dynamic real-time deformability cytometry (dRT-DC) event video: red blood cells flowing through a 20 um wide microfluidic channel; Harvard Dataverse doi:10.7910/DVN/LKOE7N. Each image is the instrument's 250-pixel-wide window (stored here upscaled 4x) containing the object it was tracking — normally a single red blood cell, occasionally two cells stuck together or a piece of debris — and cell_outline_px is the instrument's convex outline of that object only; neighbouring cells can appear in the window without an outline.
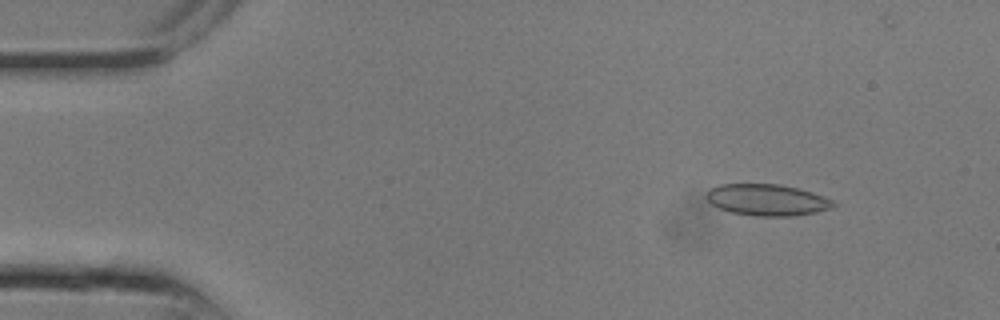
{"species": "common noctule bat (a hibernating species)", "species_latin": "Nyctalus noctula", "temperature_condition": "room temperature", "stored_images_in_passage": 10, "camera_frame_rate_fps": 3000, "um_per_image_px": 0.085, "animal": {"sex": "male", "body_mass_g": 13.3}, "frame": {"image": 1, "passage_image": 3, "time_ms": 0.667, "image_size_px": [1000, 320], "cell_outline_px": [[836, 204], [832, 208], [816, 212], [792, 216], [756, 216], [732, 212], [720, 208], [712, 204], [704, 196], [708, 188], [720, 184], [780, 184], [800, 188], [812, 192], [832, 200]], "centroid_in_image_um": [65.18, 16.98], "position_along_channel_um": 19.8, "area_um2": 23.35}}
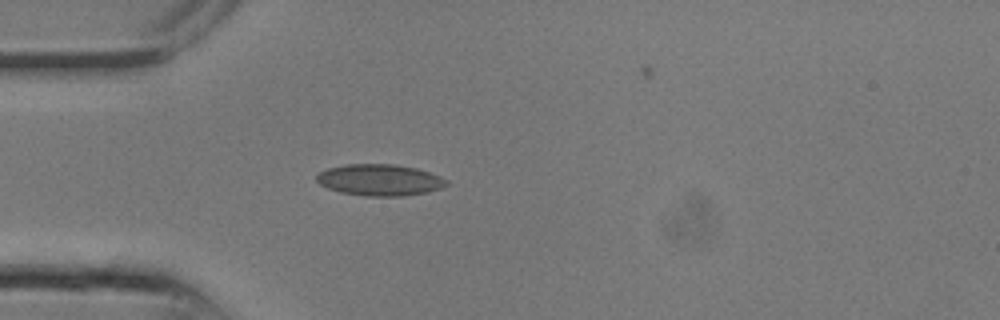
{"frame": {"image": 2, "passage_image": 7, "time_ms": 2.0, "image_size_px": [1000, 320], "cell_outline_px": [[448, 184], [440, 188], [428, 192], [404, 196], [368, 196], [340, 192], [328, 188], [320, 184], [316, 180], [316, 176], [320, 172], [328, 168], [348, 164], [392, 164], [416, 168], [440, 176], [448, 180]], "centroid_in_image_um": [32.28, 15.3], "position_along_channel_um": 52.7, "area_um2": 23.7}}
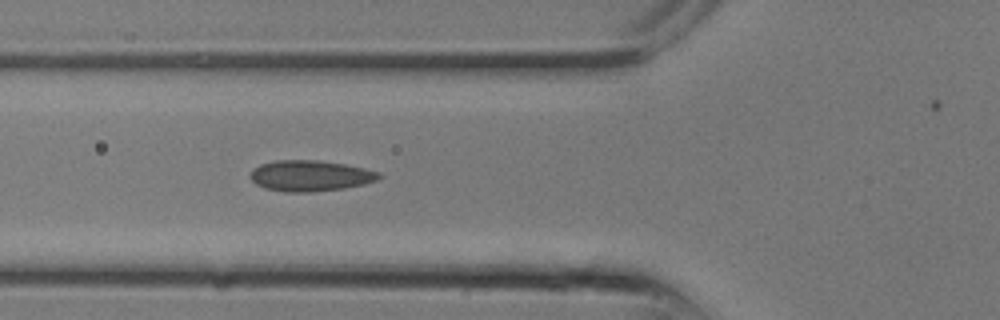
{"frame": {"image": 3, "passage_image": 9, "time_ms": 2.667, "image_size_px": [1000, 320], "cell_outline_px": [[384, 176], [376, 180], [364, 184], [344, 188], [308, 192], [288, 192], [264, 188], [256, 184], [248, 176], [252, 168], [260, 164], [276, 160], [320, 160], [344, 164], [364, 168], [380, 172]], "centroid_in_image_um": [26.35, 14.93], "position_along_channel_um": 99.4, "area_um2": 23.29}}